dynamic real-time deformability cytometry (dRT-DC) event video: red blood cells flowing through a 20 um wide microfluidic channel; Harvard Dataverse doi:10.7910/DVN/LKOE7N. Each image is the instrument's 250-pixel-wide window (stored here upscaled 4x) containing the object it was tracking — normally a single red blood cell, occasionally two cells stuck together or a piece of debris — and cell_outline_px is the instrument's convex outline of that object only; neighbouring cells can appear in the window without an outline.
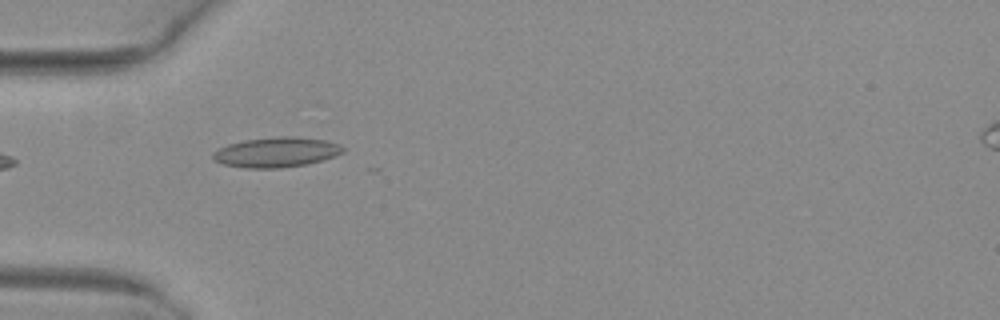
{"species": "common noctule bat (a hibernating species)", "species_latin": "Nyctalus noctula", "temperature_condition": "warm", "stored_images_in_passage": 6, "camera_frame_rate_fps": 3000, "um_per_image_px": 0.085, "animal": {"sex": "female", "body_mass_g": 29.2, "forearm_length_mm": 56.3}, "frame": {"image": 1, "passage_image": 5, "time_ms": 1.333, "image_size_px": [1000, 320], "cell_outline_px": [[344, 152], [320, 160], [304, 164], [280, 168], [244, 168], [224, 164], [216, 160], [212, 156], [212, 152], [228, 144], [244, 140], [276, 136], [292, 136], [324, 140], [340, 144], [344, 148]], "centroid_in_image_um": [23.46, 12.93], "position_along_channel_um": 61.5, "area_um2": 22.48}}
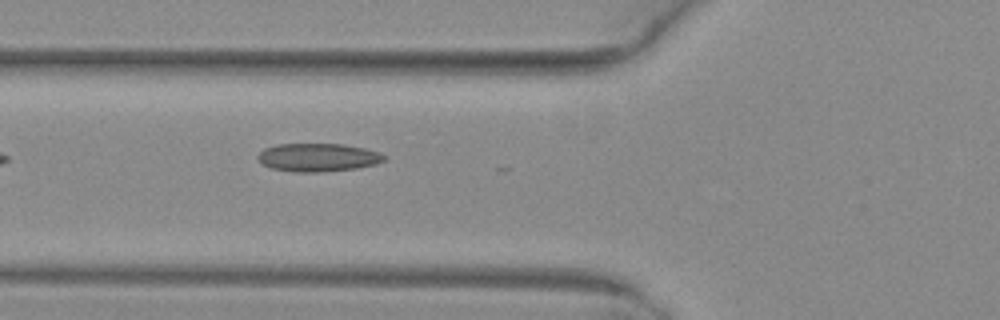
{"frame": {"image": 2, "passage_image": 6, "time_ms": 1.667, "image_size_px": [1000, 320], "cell_outline_px": [[388, 156], [384, 160], [376, 164], [356, 168], [320, 172], [296, 172], [272, 168], [264, 164], [256, 156], [264, 148], [276, 144], [340, 144], [364, 148], [380, 152]], "centroid_in_image_um": [27.05, 13.37], "position_along_channel_um": 98.8, "area_um2": 20.69}}